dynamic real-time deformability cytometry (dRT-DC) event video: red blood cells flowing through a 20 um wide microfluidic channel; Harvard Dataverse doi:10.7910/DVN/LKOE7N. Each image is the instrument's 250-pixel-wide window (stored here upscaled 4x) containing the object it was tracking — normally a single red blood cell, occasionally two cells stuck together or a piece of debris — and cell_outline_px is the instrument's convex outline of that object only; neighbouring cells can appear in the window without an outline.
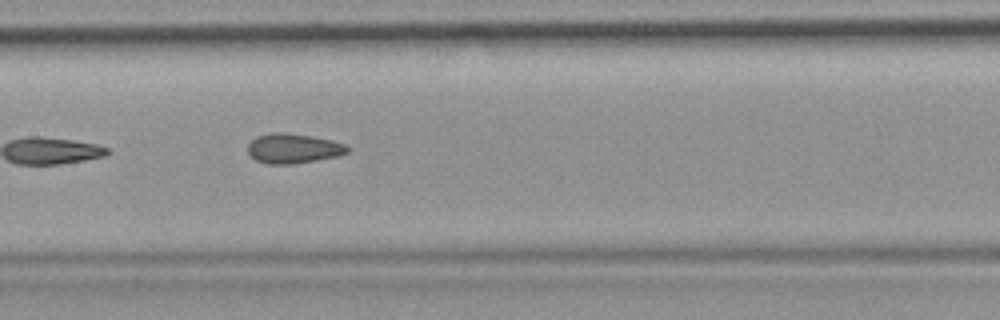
{"species": "common noctule bat (a hibernating species)", "species_latin": "Nyctalus noctula", "temperature_condition": "room temperature", "stored_images_in_passage": 9, "camera_frame_rate_fps": 3000, "um_per_image_px": 0.085, "animal": {"sex": "female", "body_mass_g": 19.9}, "frame": {"image": 1, "passage_image": 8, "time_ms": 8.0, "image_size_px": [1000, 320], "cell_outline_px": [[348, 152], [340, 156], [292, 164], [268, 164], [256, 160], [248, 152], [248, 144], [256, 136], [272, 132], [284, 132], [332, 140], [344, 144], [348, 148]], "centroid_in_image_um": [24.91, 12.62], "position_along_channel_um": 182.5, "area_um2": 17.17}}